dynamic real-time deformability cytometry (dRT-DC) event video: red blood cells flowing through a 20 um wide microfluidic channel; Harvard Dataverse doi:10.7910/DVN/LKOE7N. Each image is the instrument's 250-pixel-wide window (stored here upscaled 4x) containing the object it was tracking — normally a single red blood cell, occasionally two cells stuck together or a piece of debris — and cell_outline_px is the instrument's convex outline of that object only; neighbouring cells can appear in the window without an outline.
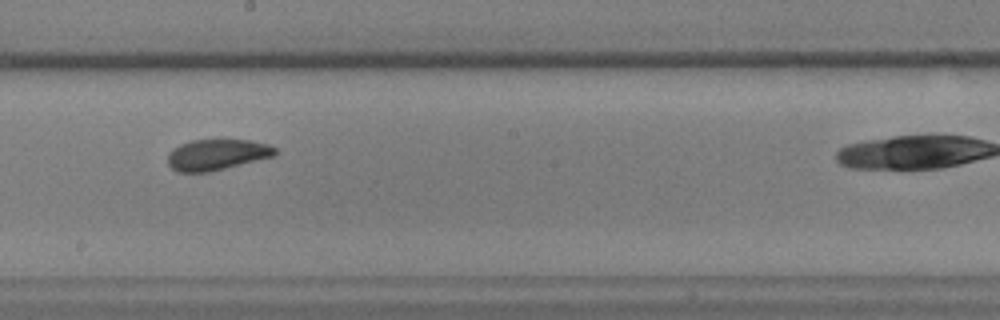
{"species": "common noctule bat (a hibernating species)", "species_latin": "Nyctalus noctula", "temperature_condition": "warm", "stored_images_in_passage": 26, "camera_frame_rate_fps": 3000, "um_per_image_px": 0.085, "animal": {"sex": "male", "body_mass_g": 17.9, "forearm_length_mm": 54.2}, "frame": {"image": 1, "passage_image": 15, "time_ms": 4.667, "image_size_px": [1000, 320], "cell_outline_px": [[276, 156], [208, 172], [176, 172], [168, 164], [168, 152], [172, 148], [180, 144], [192, 140], [252, 140], [268, 144], [276, 148]], "centroid_in_image_um": [18.43, 13.14], "position_along_channel_um": 229.8, "area_um2": 19.42}}
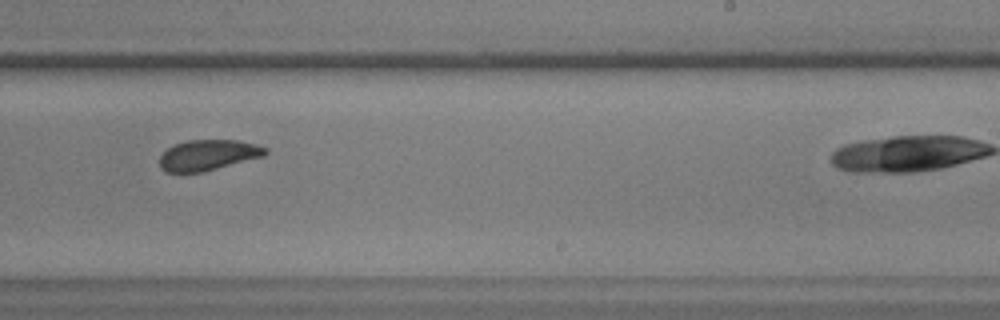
{"frame": {"image": 2, "passage_image": 18, "time_ms": 5.667, "image_size_px": [1000, 320], "cell_outline_px": [[268, 152], [264, 156], [204, 172], [164, 172], [160, 168], [160, 156], [168, 148], [176, 144], [188, 140], [236, 140], [256, 144], [268, 148]], "centroid_in_image_um": [17.7, 13.18], "position_along_channel_um": 271.3, "area_um2": 18.9}}
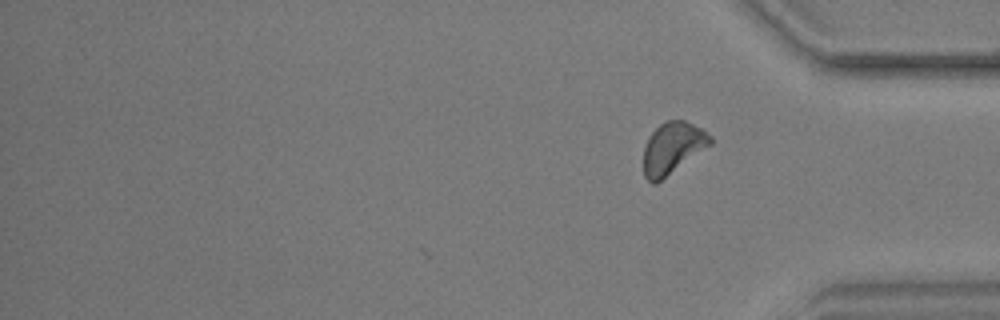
{"frame": {"image": 3, "passage_image": 26, "time_ms": 8.333, "image_size_px": [1000, 320], "cell_outline_px": [[712, 144], [656, 184], [652, 184], [644, 176], [644, 148], [648, 136], [660, 124], [668, 120], [684, 120], [704, 128], [712, 136]], "centroid_in_image_um": [57.19, 12.57], "position_along_channel_um": 378.0, "area_um2": 20.23}}